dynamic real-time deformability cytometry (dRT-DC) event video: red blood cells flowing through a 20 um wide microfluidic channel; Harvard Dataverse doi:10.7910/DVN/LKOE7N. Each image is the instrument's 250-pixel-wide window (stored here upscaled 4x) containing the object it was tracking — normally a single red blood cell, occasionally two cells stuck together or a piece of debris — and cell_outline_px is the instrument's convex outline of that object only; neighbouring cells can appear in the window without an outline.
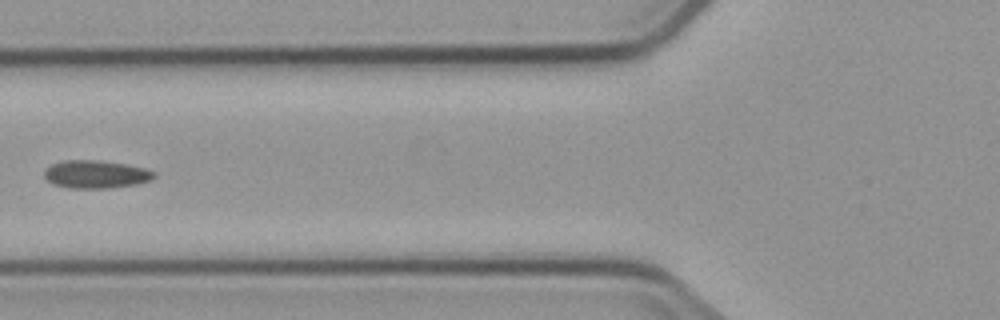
{"species": "common noctule bat (a hibernating species)", "species_latin": "Nyctalus noctula", "temperature_condition": "cold", "stored_images_in_passage": 5, "camera_frame_rate_fps": 3000, "um_per_image_px": 0.085, "animal": {"sex": "male", "body_mass_g": 23.1, "forearm_length_mm": 52.7}, "frame": {"image": 1, "passage_image": 5, "time_ms": 6.0, "image_size_px": [1000, 320], "cell_outline_px": [[156, 176], [152, 180], [136, 184], [108, 188], [72, 188], [52, 184], [44, 176], [44, 168], [52, 164], [64, 160], [100, 160], [124, 164], [144, 168], [156, 172]], "centroid_in_image_um": [8.14, 14.81], "position_along_channel_um": 117.7, "area_um2": 17.92}}